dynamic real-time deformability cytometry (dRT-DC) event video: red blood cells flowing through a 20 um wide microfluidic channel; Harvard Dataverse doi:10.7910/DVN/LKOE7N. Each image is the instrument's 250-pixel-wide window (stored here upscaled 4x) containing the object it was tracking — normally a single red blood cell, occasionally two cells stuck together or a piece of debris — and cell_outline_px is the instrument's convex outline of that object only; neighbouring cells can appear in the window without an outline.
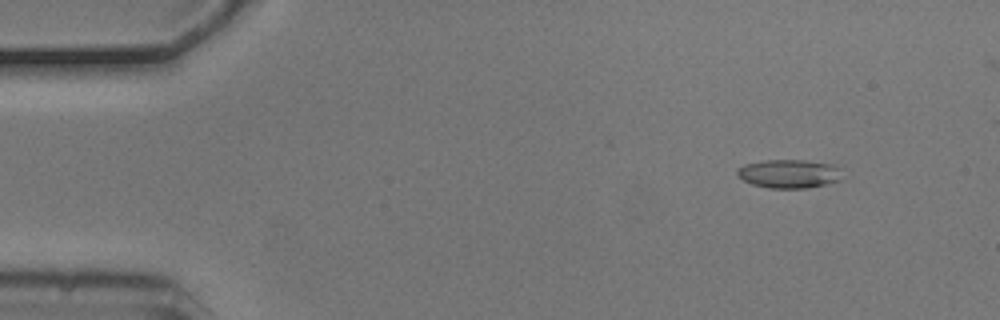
{"species": "common noctule bat (a hibernating species)", "species_latin": "Nyctalus noctula", "temperature_condition": "cold", "stored_images_in_passage": 5, "camera_frame_rate_fps": 3000, "um_per_image_px": 0.085, "animal": {"sex": "male", "body_mass_g": 20.5, "forearm_length_mm": 52.5}, "frame": {"image": 1, "passage_image": 2, "time_ms": 0.333, "image_size_px": [1000, 320], "cell_outline_px": [[844, 180], [808, 188], [768, 188], [752, 184], [736, 176], [736, 168], [744, 164], [768, 160], [804, 160], [832, 164], [840, 168]], "centroid_in_image_um": [67.09, 14.77], "position_along_channel_um": 17.9, "area_um2": 17.8}}
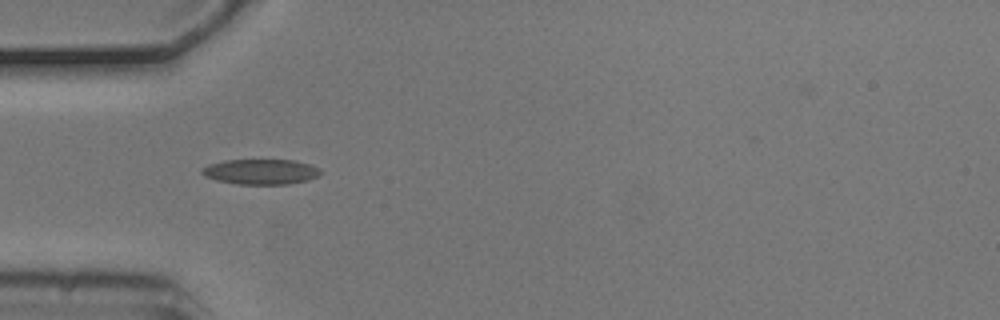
{"frame": {"image": 2, "passage_image": 5, "time_ms": 1.333, "image_size_px": [1000, 320], "cell_outline_px": [[320, 172], [316, 176], [308, 180], [288, 184], [236, 184], [216, 180], [204, 176], [200, 172], [200, 168], [208, 164], [224, 160], [296, 160], [320, 168]], "centroid_in_image_um": [22.11, 14.59], "position_along_channel_um": 62.9, "area_um2": 17.51}}